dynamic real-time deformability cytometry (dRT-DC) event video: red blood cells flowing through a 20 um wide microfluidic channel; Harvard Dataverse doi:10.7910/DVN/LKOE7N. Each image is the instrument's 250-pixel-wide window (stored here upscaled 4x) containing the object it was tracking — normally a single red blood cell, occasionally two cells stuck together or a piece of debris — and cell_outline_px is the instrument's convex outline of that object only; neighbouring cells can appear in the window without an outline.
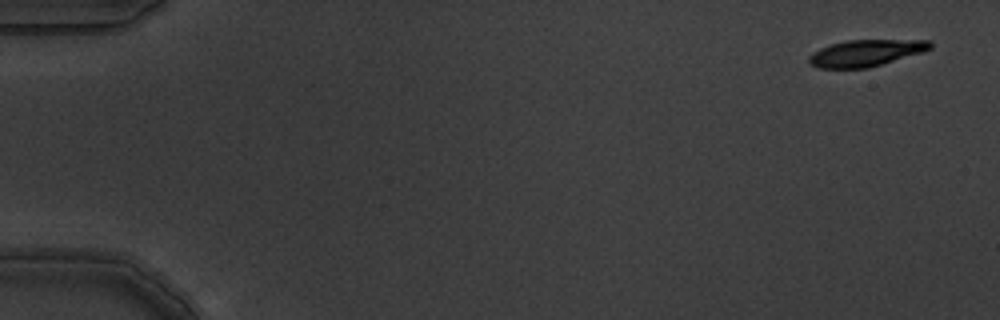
{"species": "common noctule bat (a hibernating species)", "species_latin": "Nyctalus noctula", "temperature_condition": "warm", "stored_images_in_passage": 6, "camera_frame_rate_fps": 3000, "um_per_image_px": 0.085, "animal": {"sex": "male", "body_mass_g": 19.5, "forearm_length_mm": 54.6}, "frame": {"image": 1, "passage_image": 1, "time_ms": 0.0, "image_size_px": [1000, 320], "cell_outline_px": [[932, 48], [920, 52], [868, 68], [820, 68], [812, 64], [808, 60], [808, 56], [812, 52], [820, 48], [832, 44], [848, 40], [928, 40], [932, 44]], "centroid_in_image_um": [73.55, 4.5], "position_along_channel_um": 11.4, "area_um2": 18.44}}
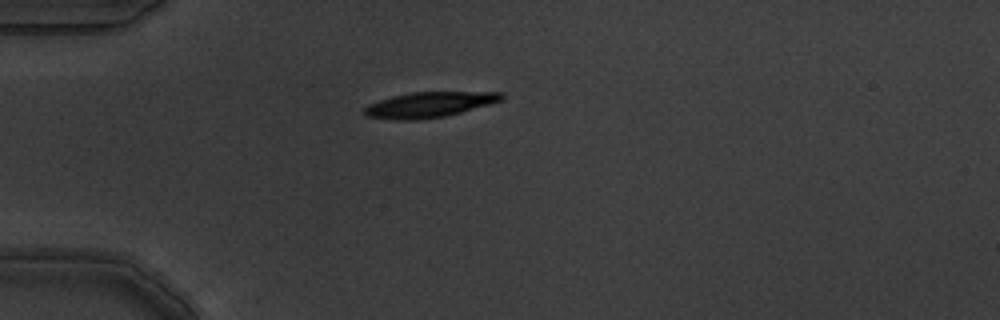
{"frame": {"image": 2, "passage_image": 4, "time_ms": 1.0, "image_size_px": [1000, 320], "cell_outline_px": [[504, 100], [460, 112], [444, 116], [416, 120], [400, 120], [364, 116], [364, 108], [368, 104], [392, 96], [412, 92], [504, 92]], "centroid_in_image_um": [36.49, 8.89], "position_along_channel_um": 48.5, "area_um2": 20.17}}